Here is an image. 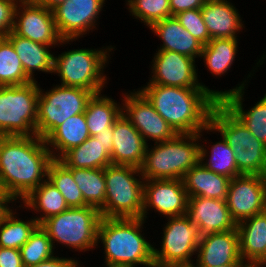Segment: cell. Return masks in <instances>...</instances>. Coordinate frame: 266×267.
I'll use <instances>...</instances> for the list:
<instances>
[{"instance_id": "cell-19", "label": "cell", "mask_w": 266, "mask_h": 267, "mask_svg": "<svg viewBox=\"0 0 266 267\" xmlns=\"http://www.w3.org/2000/svg\"><path fill=\"white\" fill-rule=\"evenodd\" d=\"M186 216L192 223L199 226L202 236L233 230L237 227L226 200L200 196L189 197Z\"/></svg>"}, {"instance_id": "cell-13", "label": "cell", "mask_w": 266, "mask_h": 267, "mask_svg": "<svg viewBox=\"0 0 266 267\" xmlns=\"http://www.w3.org/2000/svg\"><path fill=\"white\" fill-rule=\"evenodd\" d=\"M13 32L20 37L53 47L76 41L62 39L55 26L53 11L37 2L17 4Z\"/></svg>"}, {"instance_id": "cell-21", "label": "cell", "mask_w": 266, "mask_h": 267, "mask_svg": "<svg viewBox=\"0 0 266 267\" xmlns=\"http://www.w3.org/2000/svg\"><path fill=\"white\" fill-rule=\"evenodd\" d=\"M236 228L242 261L266 267V211L239 222Z\"/></svg>"}, {"instance_id": "cell-8", "label": "cell", "mask_w": 266, "mask_h": 267, "mask_svg": "<svg viewBox=\"0 0 266 267\" xmlns=\"http://www.w3.org/2000/svg\"><path fill=\"white\" fill-rule=\"evenodd\" d=\"M102 216L92 206L69 207L67 210L46 219L41 227L48 233L53 247L57 244L86 252L97 244L98 228Z\"/></svg>"}, {"instance_id": "cell-17", "label": "cell", "mask_w": 266, "mask_h": 267, "mask_svg": "<svg viewBox=\"0 0 266 267\" xmlns=\"http://www.w3.org/2000/svg\"><path fill=\"white\" fill-rule=\"evenodd\" d=\"M188 198L181 179L144 180L142 218L152 208L166 218L186 215Z\"/></svg>"}, {"instance_id": "cell-4", "label": "cell", "mask_w": 266, "mask_h": 267, "mask_svg": "<svg viewBox=\"0 0 266 267\" xmlns=\"http://www.w3.org/2000/svg\"><path fill=\"white\" fill-rule=\"evenodd\" d=\"M205 131L218 132L232 147L237 169L241 175L266 176V145L219 100L210 114Z\"/></svg>"}, {"instance_id": "cell-22", "label": "cell", "mask_w": 266, "mask_h": 267, "mask_svg": "<svg viewBox=\"0 0 266 267\" xmlns=\"http://www.w3.org/2000/svg\"><path fill=\"white\" fill-rule=\"evenodd\" d=\"M247 80L230 90L221 91V102L248 128V130L266 145V93L255 106L247 111L243 108L244 90Z\"/></svg>"}, {"instance_id": "cell-34", "label": "cell", "mask_w": 266, "mask_h": 267, "mask_svg": "<svg viewBox=\"0 0 266 267\" xmlns=\"http://www.w3.org/2000/svg\"><path fill=\"white\" fill-rule=\"evenodd\" d=\"M13 209L0 221V247L20 249L39 226L35 218L20 220Z\"/></svg>"}, {"instance_id": "cell-36", "label": "cell", "mask_w": 266, "mask_h": 267, "mask_svg": "<svg viewBox=\"0 0 266 267\" xmlns=\"http://www.w3.org/2000/svg\"><path fill=\"white\" fill-rule=\"evenodd\" d=\"M47 179L61 192L69 207L88 206L74 181L72 172L59 160L54 159L50 163Z\"/></svg>"}, {"instance_id": "cell-27", "label": "cell", "mask_w": 266, "mask_h": 267, "mask_svg": "<svg viewBox=\"0 0 266 267\" xmlns=\"http://www.w3.org/2000/svg\"><path fill=\"white\" fill-rule=\"evenodd\" d=\"M89 137L86 118L82 113L68 118L45 139V142L53 159L59 160L68 150L81 145Z\"/></svg>"}, {"instance_id": "cell-35", "label": "cell", "mask_w": 266, "mask_h": 267, "mask_svg": "<svg viewBox=\"0 0 266 267\" xmlns=\"http://www.w3.org/2000/svg\"><path fill=\"white\" fill-rule=\"evenodd\" d=\"M32 82L26 75L12 43L0 37V86L23 85Z\"/></svg>"}, {"instance_id": "cell-50", "label": "cell", "mask_w": 266, "mask_h": 267, "mask_svg": "<svg viewBox=\"0 0 266 267\" xmlns=\"http://www.w3.org/2000/svg\"><path fill=\"white\" fill-rule=\"evenodd\" d=\"M106 267H131V266H123V265H109V264H104Z\"/></svg>"}, {"instance_id": "cell-24", "label": "cell", "mask_w": 266, "mask_h": 267, "mask_svg": "<svg viewBox=\"0 0 266 267\" xmlns=\"http://www.w3.org/2000/svg\"><path fill=\"white\" fill-rule=\"evenodd\" d=\"M149 29L163 42L158 50L174 51L193 59L201 56L203 45L179 23L175 16L155 22Z\"/></svg>"}, {"instance_id": "cell-10", "label": "cell", "mask_w": 266, "mask_h": 267, "mask_svg": "<svg viewBox=\"0 0 266 267\" xmlns=\"http://www.w3.org/2000/svg\"><path fill=\"white\" fill-rule=\"evenodd\" d=\"M41 89L39 87L36 135L43 140L68 118L84 113L94 94L83 88L60 84L51 90Z\"/></svg>"}, {"instance_id": "cell-11", "label": "cell", "mask_w": 266, "mask_h": 267, "mask_svg": "<svg viewBox=\"0 0 266 267\" xmlns=\"http://www.w3.org/2000/svg\"><path fill=\"white\" fill-rule=\"evenodd\" d=\"M163 228L161 250L153 247L154 263H190L202 239L199 226L186 215L168 217Z\"/></svg>"}, {"instance_id": "cell-40", "label": "cell", "mask_w": 266, "mask_h": 267, "mask_svg": "<svg viewBox=\"0 0 266 267\" xmlns=\"http://www.w3.org/2000/svg\"><path fill=\"white\" fill-rule=\"evenodd\" d=\"M16 6L13 0H0V37L13 31Z\"/></svg>"}, {"instance_id": "cell-42", "label": "cell", "mask_w": 266, "mask_h": 267, "mask_svg": "<svg viewBox=\"0 0 266 267\" xmlns=\"http://www.w3.org/2000/svg\"><path fill=\"white\" fill-rule=\"evenodd\" d=\"M171 16L191 9H201L206 0H169Z\"/></svg>"}, {"instance_id": "cell-25", "label": "cell", "mask_w": 266, "mask_h": 267, "mask_svg": "<svg viewBox=\"0 0 266 267\" xmlns=\"http://www.w3.org/2000/svg\"><path fill=\"white\" fill-rule=\"evenodd\" d=\"M231 178L208 170L198 163L185 173L182 178L188 197L200 196L226 200Z\"/></svg>"}, {"instance_id": "cell-3", "label": "cell", "mask_w": 266, "mask_h": 267, "mask_svg": "<svg viewBox=\"0 0 266 267\" xmlns=\"http://www.w3.org/2000/svg\"><path fill=\"white\" fill-rule=\"evenodd\" d=\"M143 218H104L102 217L97 236L104 248V260L109 265L135 267L154 264L153 247L142 235Z\"/></svg>"}, {"instance_id": "cell-6", "label": "cell", "mask_w": 266, "mask_h": 267, "mask_svg": "<svg viewBox=\"0 0 266 267\" xmlns=\"http://www.w3.org/2000/svg\"><path fill=\"white\" fill-rule=\"evenodd\" d=\"M104 175L106 193L101 216L142 218L144 178L141 169L131 165L112 164L104 168Z\"/></svg>"}, {"instance_id": "cell-39", "label": "cell", "mask_w": 266, "mask_h": 267, "mask_svg": "<svg viewBox=\"0 0 266 267\" xmlns=\"http://www.w3.org/2000/svg\"><path fill=\"white\" fill-rule=\"evenodd\" d=\"M179 23L203 46L210 40V35L203 20L201 9H191L175 15Z\"/></svg>"}, {"instance_id": "cell-47", "label": "cell", "mask_w": 266, "mask_h": 267, "mask_svg": "<svg viewBox=\"0 0 266 267\" xmlns=\"http://www.w3.org/2000/svg\"><path fill=\"white\" fill-rule=\"evenodd\" d=\"M66 0H38L37 3L47 7L50 10H53L58 5L64 3Z\"/></svg>"}, {"instance_id": "cell-12", "label": "cell", "mask_w": 266, "mask_h": 267, "mask_svg": "<svg viewBox=\"0 0 266 267\" xmlns=\"http://www.w3.org/2000/svg\"><path fill=\"white\" fill-rule=\"evenodd\" d=\"M152 78L149 84L181 87L207 88L218 100L221 90H211L199 82L195 59L174 51L158 50L152 60Z\"/></svg>"}, {"instance_id": "cell-5", "label": "cell", "mask_w": 266, "mask_h": 267, "mask_svg": "<svg viewBox=\"0 0 266 267\" xmlns=\"http://www.w3.org/2000/svg\"><path fill=\"white\" fill-rule=\"evenodd\" d=\"M177 134L174 138L147 144L145 160L140 168L144 180L181 179L200 161L201 133ZM197 142V143H196Z\"/></svg>"}, {"instance_id": "cell-32", "label": "cell", "mask_w": 266, "mask_h": 267, "mask_svg": "<svg viewBox=\"0 0 266 267\" xmlns=\"http://www.w3.org/2000/svg\"><path fill=\"white\" fill-rule=\"evenodd\" d=\"M83 194V199L88 206L95 207L99 211L104 208L105 202V175L101 168H68Z\"/></svg>"}, {"instance_id": "cell-7", "label": "cell", "mask_w": 266, "mask_h": 267, "mask_svg": "<svg viewBox=\"0 0 266 267\" xmlns=\"http://www.w3.org/2000/svg\"><path fill=\"white\" fill-rule=\"evenodd\" d=\"M102 48H78L54 56L53 74H58L63 86L83 88L94 94L100 93L107 83L103 69L111 58L109 53L115 47Z\"/></svg>"}, {"instance_id": "cell-41", "label": "cell", "mask_w": 266, "mask_h": 267, "mask_svg": "<svg viewBox=\"0 0 266 267\" xmlns=\"http://www.w3.org/2000/svg\"><path fill=\"white\" fill-rule=\"evenodd\" d=\"M0 267H24L20 250L0 247Z\"/></svg>"}, {"instance_id": "cell-43", "label": "cell", "mask_w": 266, "mask_h": 267, "mask_svg": "<svg viewBox=\"0 0 266 267\" xmlns=\"http://www.w3.org/2000/svg\"><path fill=\"white\" fill-rule=\"evenodd\" d=\"M78 265H80L78 260L74 258H59L56 255L30 267H77Z\"/></svg>"}, {"instance_id": "cell-20", "label": "cell", "mask_w": 266, "mask_h": 267, "mask_svg": "<svg viewBox=\"0 0 266 267\" xmlns=\"http://www.w3.org/2000/svg\"><path fill=\"white\" fill-rule=\"evenodd\" d=\"M112 140L113 165H131L138 168L143 166L148 143L123 113L114 122Z\"/></svg>"}, {"instance_id": "cell-1", "label": "cell", "mask_w": 266, "mask_h": 267, "mask_svg": "<svg viewBox=\"0 0 266 267\" xmlns=\"http://www.w3.org/2000/svg\"><path fill=\"white\" fill-rule=\"evenodd\" d=\"M53 160L45 140L37 135L0 136V186L22 202L47 179Z\"/></svg>"}, {"instance_id": "cell-44", "label": "cell", "mask_w": 266, "mask_h": 267, "mask_svg": "<svg viewBox=\"0 0 266 267\" xmlns=\"http://www.w3.org/2000/svg\"><path fill=\"white\" fill-rule=\"evenodd\" d=\"M16 202L1 186H0V221L12 210L8 203Z\"/></svg>"}, {"instance_id": "cell-2", "label": "cell", "mask_w": 266, "mask_h": 267, "mask_svg": "<svg viewBox=\"0 0 266 267\" xmlns=\"http://www.w3.org/2000/svg\"><path fill=\"white\" fill-rule=\"evenodd\" d=\"M139 91L177 134L199 133L210 125L219 101L207 88H181L149 84Z\"/></svg>"}, {"instance_id": "cell-48", "label": "cell", "mask_w": 266, "mask_h": 267, "mask_svg": "<svg viewBox=\"0 0 266 267\" xmlns=\"http://www.w3.org/2000/svg\"><path fill=\"white\" fill-rule=\"evenodd\" d=\"M15 1L17 4L19 3H36L38 2V0H13Z\"/></svg>"}, {"instance_id": "cell-29", "label": "cell", "mask_w": 266, "mask_h": 267, "mask_svg": "<svg viewBox=\"0 0 266 267\" xmlns=\"http://www.w3.org/2000/svg\"><path fill=\"white\" fill-rule=\"evenodd\" d=\"M23 208L33 209L41 213L40 216L34 217L41 225L46 219L58 215L67 210L69 206L66 204L64 196L61 192L46 179L36 189H34L26 198L22 200Z\"/></svg>"}, {"instance_id": "cell-15", "label": "cell", "mask_w": 266, "mask_h": 267, "mask_svg": "<svg viewBox=\"0 0 266 267\" xmlns=\"http://www.w3.org/2000/svg\"><path fill=\"white\" fill-rule=\"evenodd\" d=\"M134 91L135 89L130 93L124 92L122 113L140 132L145 142L152 140L157 143L174 138L177 133L172 127L139 90Z\"/></svg>"}, {"instance_id": "cell-28", "label": "cell", "mask_w": 266, "mask_h": 267, "mask_svg": "<svg viewBox=\"0 0 266 267\" xmlns=\"http://www.w3.org/2000/svg\"><path fill=\"white\" fill-rule=\"evenodd\" d=\"M112 145H104L94 136L68 150L59 161L67 168H101L112 165Z\"/></svg>"}, {"instance_id": "cell-49", "label": "cell", "mask_w": 266, "mask_h": 267, "mask_svg": "<svg viewBox=\"0 0 266 267\" xmlns=\"http://www.w3.org/2000/svg\"><path fill=\"white\" fill-rule=\"evenodd\" d=\"M246 264H228V265H225V266H217V267H245Z\"/></svg>"}, {"instance_id": "cell-38", "label": "cell", "mask_w": 266, "mask_h": 267, "mask_svg": "<svg viewBox=\"0 0 266 267\" xmlns=\"http://www.w3.org/2000/svg\"><path fill=\"white\" fill-rule=\"evenodd\" d=\"M131 15L150 27L157 21L171 17L169 0H126Z\"/></svg>"}, {"instance_id": "cell-51", "label": "cell", "mask_w": 266, "mask_h": 267, "mask_svg": "<svg viewBox=\"0 0 266 267\" xmlns=\"http://www.w3.org/2000/svg\"><path fill=\"white\" fill-rule=\"evenodd\" d=\"M245 267H263V266H250V265H246Z\"/></svg>"}, {"instance_id": "cell-26", "label": "cell", "mask_w": 266, "mask_h": 267, "mask_svg": "<svg viewBox=\"0 0 266 267\" xmlns=\"http://www.w3.org/2000/svg\"><path fill=\"white\" fill-rule=\"evenodd\" d=\"M6 38L12 43L26 75L32 80L34 71L53 73L54 55L50 52L52 46L43 45L30 39L20 37L11 31Z\"/></svg>"}, {"instance_id": "cell-16", "label": "cell", "mask_w": 266, "mask_h": 267, "mask_svg": "<svg viewBox=\"0 0 266 267\" xmlns=\"http://www.w3.org/2000/svg\"><path fill=\"white\" fill-rule=\"evenodd\" d=\"M105 0H66L53 11L55 26L62 39H79L95 29ZM96 23V24H95Z\"/></svg>"}, {"instance_id": "cell-31", "label": "cell", "mask_w": 266, "mask_h": 267, "mask_svg": "<svg viewBox=\"0 0 266 267\" xmlns=\"http://www.w3.org/2000/svg\"><path fill=\"white\" fill-rule=\"evenodd\" d=\"M238 38L211 39L203 46L200 58H203L208 71L220 76L230 71L237 54Z\"/></svg>"}, {"instance_id": "cell-14", "label": "cell", "mask_w": 266, "mask_h": 267, "mask_svg": "<svg viewBox=\"0 0 266 267\" xmlns=\"http://www.w3.org/2000/svg\"><path fill=\"white\" fill-rule=\"evenodd\" d=\"M226 203L236 224L266 211V176L240 175L232 178Z\"/></svg>"}, {"instance_id": "cell-33", "label": "cell", "mask_w": 266, "mask_h": 267, "mask_svg": "<svg viewBox=\"0 0 266 267\" xmlns=\"http://www.w3.org/2000/svg\"><path fill=\"white\" fill-rule=\"evenodd\" d=\"M221 138L222 139L220 141L211 145V151L205 148L206 145L204 146V144H200L199 162L202 163L208 170L219 175H223L231 179L240 176L241 174L237 169L233 149L227 144L223 137ZM207 156H210V158L208 159Z\"/></svg>"}, {"instance_id": "cell-9", "label": "cell", "mask_w": 266, "mask_h": 267, "mask_svg": "<svg viewBox=\"0 0 266 267\" xmlns=\"http://www.w3.org/2000/svg\"><path fill=\"white\" fill-rule=\"evenodd\" d=\"M0 86V136H35L39 85Z\"/></svg>"}, {"instance_id": "cell-45", "label": "cell", "mask_w": 266, "mask_h": 267, "mask_svg": "<svg viewBox=\"0 0 266 267\" xmlns=\"http://www.w3.org/2000/svg\"><path fill=\"white\" fill-rule=\"evenodd\" d=\"M104 145H113V127H107V131H102L94 135Z\"/></svg>"}, {"instance_id": "cell-23", "label": "cell", "mask_w": 266, "mask_h": 267, "mask_svg": "<svg viewBox=\"0 0 266 267\" xmlns=\"http://www.w3.org/2000/svg\"><path fill=\"white\" fill-rule=\"evenodd\" d=\"M236 9L229 0L205 1L201 14L211 39L238 37L244 21Z\"/></svg>"}, {"instance_id": "cell-46", "label": "cell", "mask_w": 266, "mask_h": 267, "mask_svg": "<svg viewBox=\"0 0 266 267\" xmlns=\"http://www.w3.org/2000/svg\"><path fill=\"white\" fill-rule=\"evenodd\" d=\"M152 267H197L195 263H154Z\"/></svg>"}, {"instance_id": "cell-37", "label": "cell", "mask_w": 266, "mask_h": 267, "mask_svg": "<svg viewBox=\"0 0 266 267\" xmlns=\"http://www.w3.org/2000/svg\"><path fill=\"white\" fill-rule=\"evenodd\" d=\"M54 249L48 233L39 225L19 250L24 267H30L53 257Z\"/></svg>"}, {"instance_id": "cell-18", "label": "cell", "mask_w": 266, "mask_h": 267, "mask_svg": "<svg viewBox=\"0 0 266 267\" xmlns=\"http://www.w3.org/2000/svg\"><path fill=\"white\" fill-rule=\"evenodd\" d=\"M196 255L197 267L245 264L240 257L237 228L202 236Z\"/></svg>"}, {"instance_id": "cell-30", "label": "cell", "mask_w": 266, "mask_h": 267, "mask_svg": "<svg viewBox=\"0 0 266 267\" xmlns=\"http://www.w3.org/2000/svg\"><path fill=\"white\" fill-rule=\"evenodd\" d=\"M101 93L92 95L84 112L90 136L107 131V127H113L122 114V106Z\"/></svg>"}]
</instances>
